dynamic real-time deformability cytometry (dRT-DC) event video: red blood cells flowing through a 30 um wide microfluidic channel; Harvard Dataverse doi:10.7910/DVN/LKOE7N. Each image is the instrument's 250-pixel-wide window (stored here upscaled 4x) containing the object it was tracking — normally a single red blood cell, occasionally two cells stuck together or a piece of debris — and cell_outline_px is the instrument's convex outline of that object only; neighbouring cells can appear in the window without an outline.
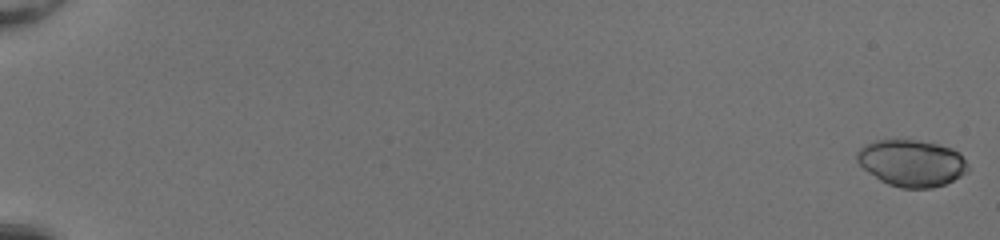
{"species": "common noctule bat (a hibernating species)", "species_latin": "Nyctalus noctula", "temperature_condition": "room temperature", "stored_images_in_passage": 52, "camera_frame_rate_fps": 3000, "um_per_image_px": 0.085, "animal": {"sex": "female", "body_mass_g": 20.0, "forearm_length_mm": 54.0}, "frame": {"image": 1, "passage_image": 1, "time_ms": 0.0, "image_size_px": [1000, 240], "cell_outline_px": [[968, 172], [944, 184], [932, 188], [900, 188], [888, 184], [880, 180], [868, 172], [856, 160], [856, 152], [864, 144], [876, 140], [916, 140], [936, 144], [952, 148], [960, 152], [968, 164]], "centroid_in_image_um": [77.49, 13.86], "position_along_channel_um": 7.5, "area_um2": 30.23}}
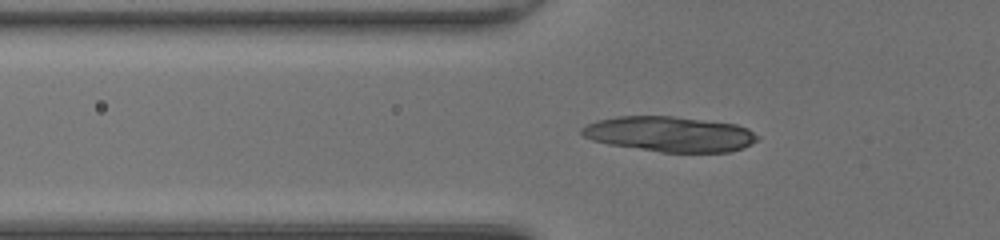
{"frame": {"image": 2, "passage_image": 21, "time_ms": 6.667, "image_size_px": [1000, 240], "cell_outline_px": [[760, 140], [744, 148], [728, 152], [660, 152], [608, 144], [592, 140], [584, 136], [580, 132], [580, 128], [596, 120], [616, 116], [672, 116], [736, 124], [748, 128], [760, 136]], "centroid_in_image_um": [56.95, 11.4], "position_along_channel_um": 68.8, "area_um2": 36.36}}